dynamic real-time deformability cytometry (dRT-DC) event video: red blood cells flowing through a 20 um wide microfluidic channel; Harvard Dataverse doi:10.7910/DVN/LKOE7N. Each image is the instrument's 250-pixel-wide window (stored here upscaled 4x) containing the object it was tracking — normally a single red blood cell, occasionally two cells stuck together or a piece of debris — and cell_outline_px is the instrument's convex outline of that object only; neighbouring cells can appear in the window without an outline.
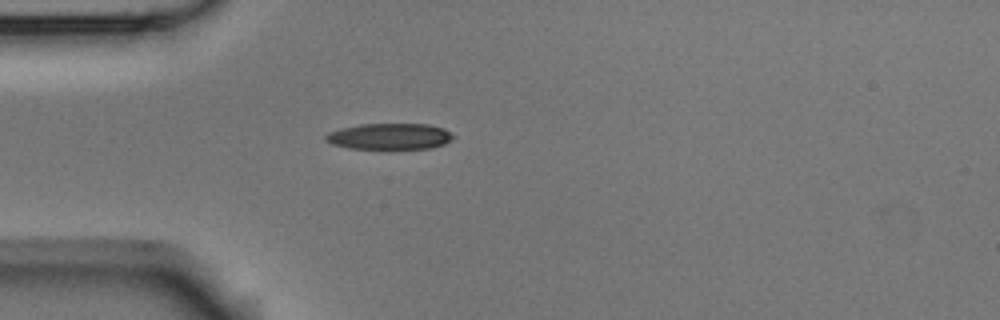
{"species": "Egyptian fruit bat (a non-hibernating species)", "species_latin": "Rousettus aegyptiacus", "temperature_condition": "room temperature", "stored_images_in_passage": 1, "camera_frame_rate_fps": 3000, "um_per_image_px": 0.085, "animal": {"sex": "male"}, "frame": {"image": 1, "passage_image": 1, "time_ms": 0.0, "image_size_px": [1000, 320], "cell_outline_px": [[452, 140], [444, 144], [432, 148], [388, 152], [348, 148], [332, 144], [324, 140], [324, 136], [328, 132], [340, 128], [360, 124], [428, 124], [444, 128], [452, 136]], "centroid_in_image_um": [33.07, 11.65], "position_along_channel_um": 51.9, "area_um2": 20.52}}